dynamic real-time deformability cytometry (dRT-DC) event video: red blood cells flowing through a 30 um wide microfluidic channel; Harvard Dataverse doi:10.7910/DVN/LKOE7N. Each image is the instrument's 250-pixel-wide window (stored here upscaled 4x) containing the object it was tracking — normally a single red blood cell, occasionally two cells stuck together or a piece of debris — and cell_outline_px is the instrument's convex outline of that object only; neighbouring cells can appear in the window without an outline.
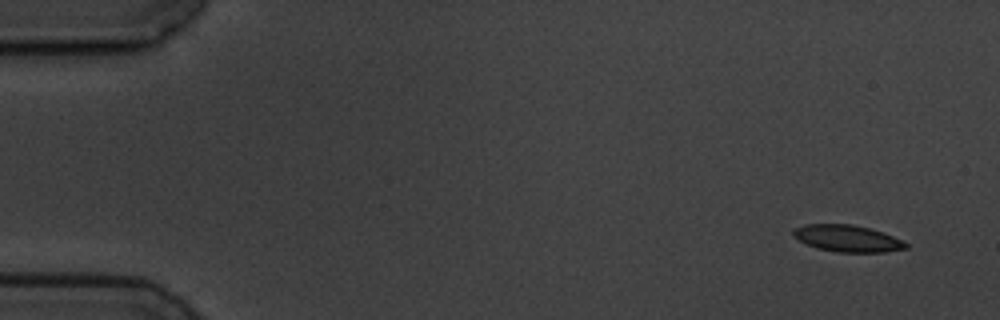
{"species": "common noctule bat (a hibernating species)", "species_latin": "Nyctalus noctula", "temperature_condition": "cold", "stored_images_in_passage": 4, "camera_frame_rate_fps": 3000, "um_per_image_px": 0.085, "animal": {"sex": "male", "body_mass_g": 19.5, "forearm_length_mm": 54.6}, "frame": {"image": 1, "passage_image": 1, "time_ms": 0.0, "image_size_px": [1000, 320], "cell_outline_px": [[908, 248], [884, 252], [836, 252], [816, 248], [792, 236], [792, 232], [796, 228], [804, 224], [852, 224], [884, 232], [908, 244]], "centroid_in_image_um": [72.02, 20.26], "position_along_channel_um": 13.0, "area_um2": 17.46}}